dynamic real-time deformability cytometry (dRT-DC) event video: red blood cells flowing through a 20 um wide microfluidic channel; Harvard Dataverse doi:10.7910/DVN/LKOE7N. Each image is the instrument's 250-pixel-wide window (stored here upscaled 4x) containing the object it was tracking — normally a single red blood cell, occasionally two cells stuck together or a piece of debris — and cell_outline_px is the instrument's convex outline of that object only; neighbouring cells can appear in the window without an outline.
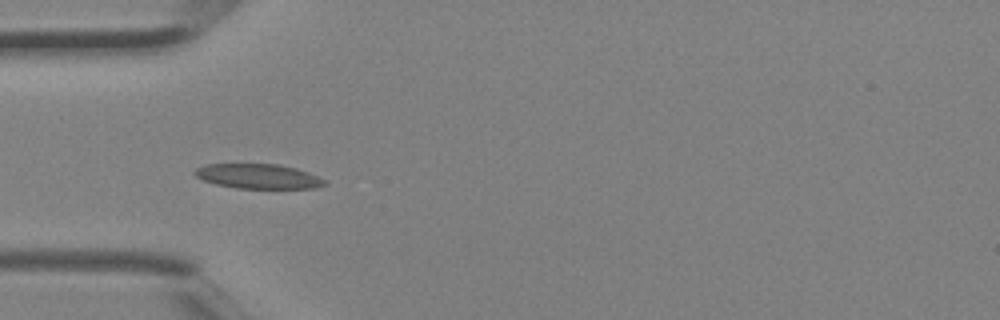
{"species": "Egyptian fruit bat (a non-hibernating species)", "species_latin": "Rousettus aegyptiacus", "temperature_condition": "room temperature", "stored_images_in_passage": 4, "camera_frame_rate_fps": 3000, "um_per_image_px": 0.085, "animal": {"sex": "female"}, "frame": {"image": 1, "passage_image": 3, "time_ms": 0.667, "image_size_px": [1000, 320], "cell_outline_px": [[328, 184], [316, 188], [236, 188], [216, 184], [204, 180], [196, 176], [192, 172], [196, 168], [204, 164], [280, 164], [296, 168], [308, 172], [324, 180]], "centroid_in_image_um": [21.93, 14.98], "position_along_channel_um": 63.1, "area_um2": 18.67}}
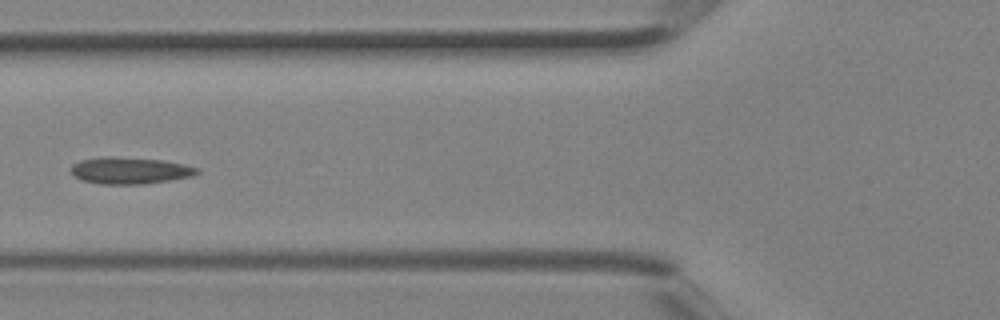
{"frame": {"image": 2, "passage_image": 4, "time_ms": 1.0, "image_size_px": [1000, 320], "cell_outline_px": [[200, 172], [192, 176], [172, 180], [144, 184], [100, 184], [84, 180], [72, 176], [72, 164], [80, 160], [100, 156], [112, 156], [164, 160], [184, 164], [200, 168]], "centroid_in_image_um": [11.06, 14.49], "position_along_channel_um": 114.7, "area_um2": 19.88}}